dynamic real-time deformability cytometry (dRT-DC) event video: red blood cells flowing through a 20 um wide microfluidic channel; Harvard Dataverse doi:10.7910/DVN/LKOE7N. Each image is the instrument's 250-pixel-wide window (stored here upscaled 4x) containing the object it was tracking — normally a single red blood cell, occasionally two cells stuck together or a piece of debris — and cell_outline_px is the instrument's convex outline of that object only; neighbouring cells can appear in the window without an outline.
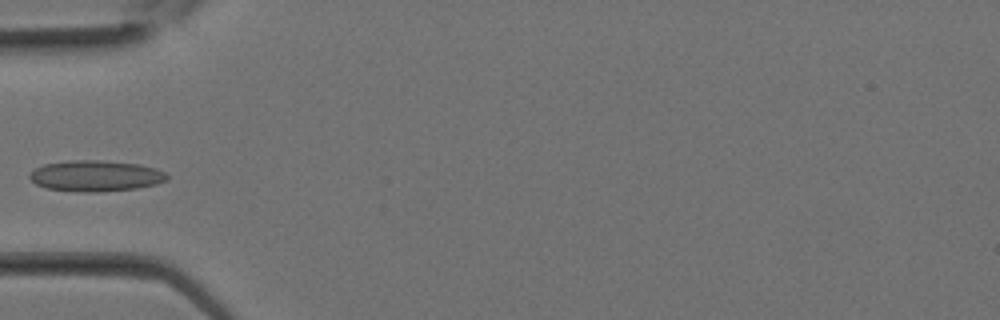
{"species": "Egyptian fruit bat (a non-hibernating species)", "species_latin": "Rousettus aegyptiacus", "temperature_condition": "room temperature", "stored_images_in_passage": 11, "camera_frame_rate_fps": 3000, "um_per_image_px": 0.085, "animal": {"sex": "female"}, "frame": {"image": 1, "passage_image": 10, "time_ms": 3.0, "image_size_px": [1000, 320], "cell_outline_px": [[168, 180], [156, 184], [136, 188], [96, 192], [80, 192], [44, 188], [36, 184], [28, 176], [36, 168], [44, 164], [68, 160], [104, 160], [140, 164], [156, 168], [164, 172], [168, 176]], "centroid_in_image_um": [8.14, 14.94], "position_along_channel_um": 76.9, "area_um2": 24.91}}